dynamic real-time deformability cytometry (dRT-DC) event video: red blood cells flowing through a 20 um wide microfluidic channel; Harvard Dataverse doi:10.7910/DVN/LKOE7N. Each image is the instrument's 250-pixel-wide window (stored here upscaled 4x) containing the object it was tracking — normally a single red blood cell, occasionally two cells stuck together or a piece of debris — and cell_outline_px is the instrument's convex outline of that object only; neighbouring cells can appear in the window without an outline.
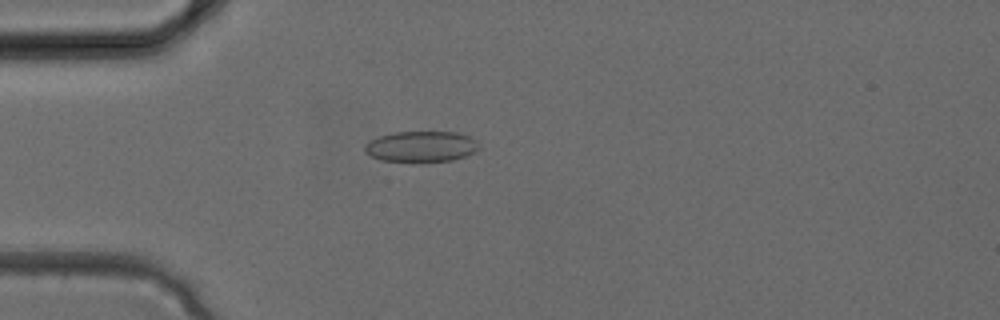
{"species": "common noctule bat (a hibernating species)", "species_latin": "Nyctalus noctula", "temperature_condition": "cold", "stored_images_in_passage": 34, "camera_frame_rate_fps": 3000, "um_per_image_px": 0.085, "animal": {"sex": "female", "body_mass_g": 24.6, "forearm_length_mm": 56.2}, "frame": {"image": 1, "passage_image": 9, "time_ms": 2.667, "image_size_px": [1000, 320], "cell_outline_px": [[480, 148], [476, 152], [452, 160], [412, 164], [380, 160], [364, 152], [364, 144], [380, 136], [392, 132], [456, 132], [468, 136], [476, 140], [480, 144]], "centroid_in_image_um": [35.8, 12.49], "position_along_channel_um": 49.2, "area_um2": 21.15}}
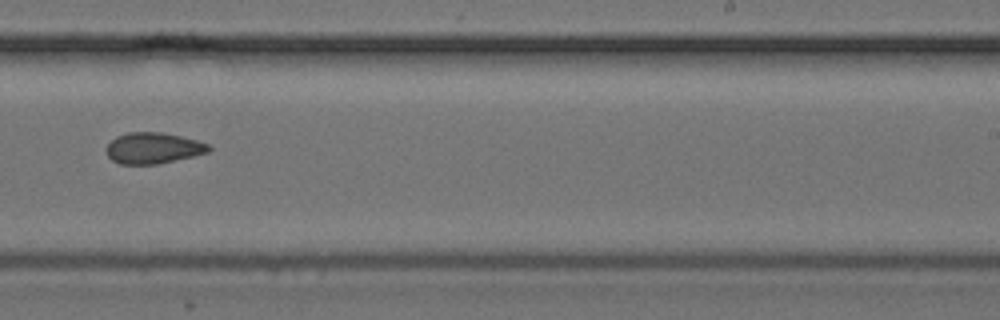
{"frame": {"image": 2, "passage_image": 21, "time_ms": 6.667, "image_size_px": [1000, 320], "cell_outline_px": [[212, 148], [208, 152], [176, 160], [156, 164], [120, 164], [112, 160], [108, 156], [104, 148], [116, 136], [128, 132], [164, 132], [196, 140], [208, 144]], "centroid_in_image_um": [12.99, 12.58], "position_along_channel_um": 276.0, "area_um2": 18.55}}
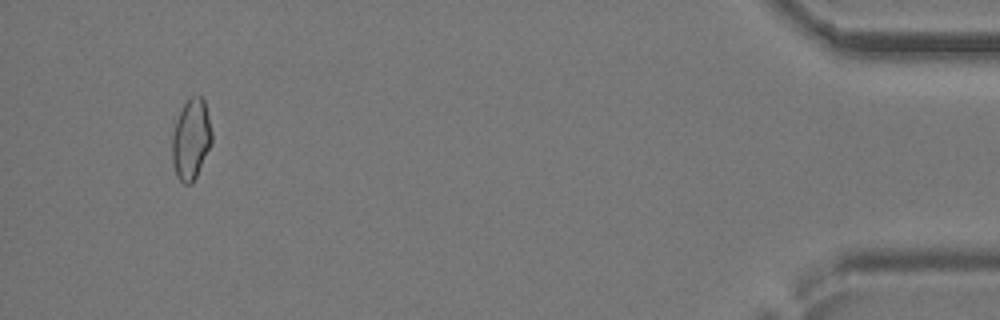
{"frame": {"image": 3, "passage_image": 32, "time_ms": 10.333, "image_size_px": [1000, 320], "cell_outline_px": [[212, 144], [192, 184], [184, 184], [176, 176], [172, 164], [172, 136], [176, 120], [184, 104], [192, 96], [200, 96], [204, 100], [212, 132]], "centroid_in_image_um": [16.23, 11.87], "position_along_channel_um": 419.0, "area_um2": 18.61}}